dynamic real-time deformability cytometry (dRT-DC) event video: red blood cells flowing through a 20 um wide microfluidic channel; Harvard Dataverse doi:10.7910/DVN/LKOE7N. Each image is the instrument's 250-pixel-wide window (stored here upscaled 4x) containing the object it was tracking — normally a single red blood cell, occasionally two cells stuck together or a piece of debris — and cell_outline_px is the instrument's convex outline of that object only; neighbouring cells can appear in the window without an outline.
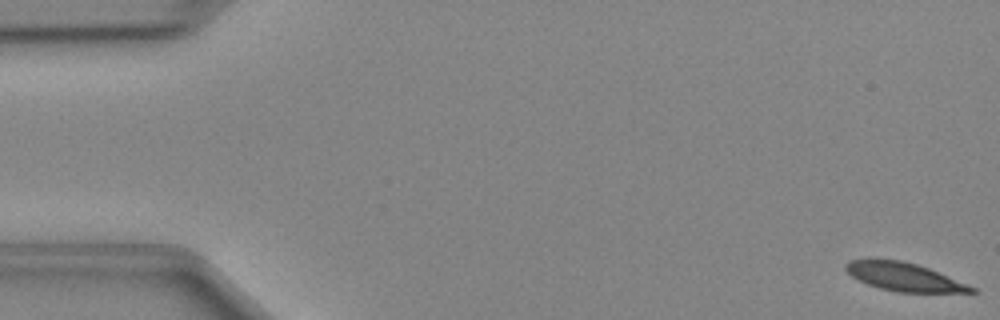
{"species": "Egyptian fruit bat (a non-hibernating species)", "species_latin": "Rousettus aegyptiacus", "temperature_condition": "cold", "stored_images_in_passage": 49, "camera_frame_rate_fps": 3000, "um_per_image_px": 0.085, "animal": {"sex": "female"}, "frame": {"image": 1, "passage_image": 1, "time_ms": 0.0, "image_size_px": [1000, 320], "cell_outline_px": [[976, 292], [896, 292], [880, 288], [868, 284], [852, 276], [844, 268], [844, 264], [848, 260], [868, 256], [872, 256], [900, 260], [916, 264], [928, 268], [968, 284], [976, 288]], "centroid_in_image_um": [76.74, 23.48], "position_along_channel_um": 8.3, "area_um2": 21.1}}
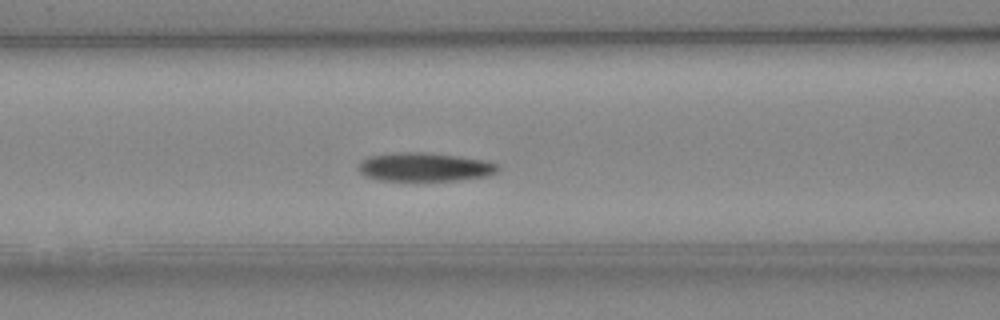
{"frame": {"image": 2, "passage_image": 20, "time_ms": 6.333, "image_size_px": [1000, 320], "cell_outline_px": [[500, 172], [488, 176], [460, 180], [376, 180], [364, 176], [360, 172], [360, 160], [368, 156], [396, 152], [424, 152], [460, 156], [488, 160], [500, 164]], "centroid_in_image_um": [36.17, 14.19], "position_along_channel_um": 130.4, "area_um2": 23.7}}
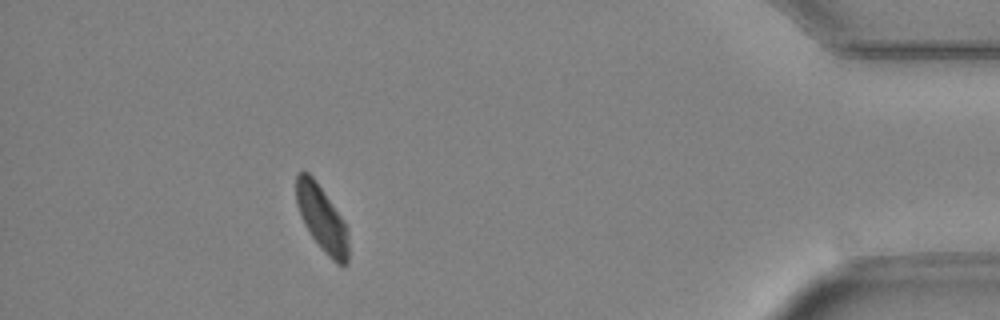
{"frame": {"image": 3, "passage_image": 44, "time_ms": 14.333, "image_size_px": [1000, 320], "cell_outline_px": [[348, 264], [336, 264], [328, 256], [312, 236], [304, 224], [300, 216], [296, 204], [296, 172], [308, 172], [312, 176], [344, 220], [348, 228]], "centroid_in_image_um": [27.36, 18.58], "position_along_channel_um": 407.8, "area_um2": 19.88}}